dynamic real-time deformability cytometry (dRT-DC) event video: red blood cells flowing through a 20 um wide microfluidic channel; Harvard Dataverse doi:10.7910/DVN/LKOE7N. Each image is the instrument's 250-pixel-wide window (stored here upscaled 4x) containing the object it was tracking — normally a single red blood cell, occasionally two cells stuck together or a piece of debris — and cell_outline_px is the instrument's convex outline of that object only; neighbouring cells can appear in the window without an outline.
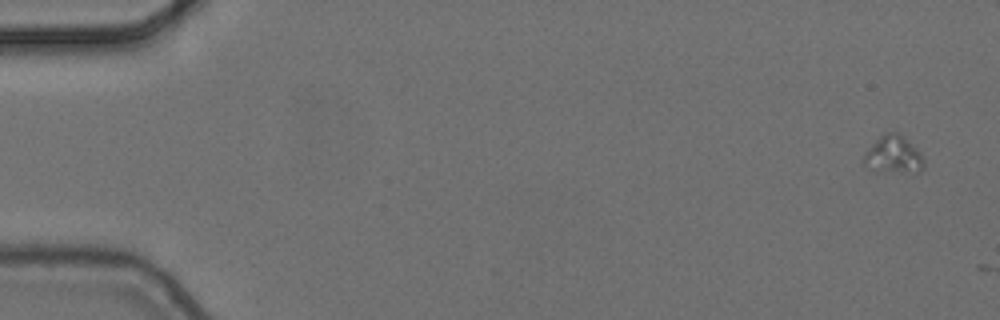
{"species": "common noctule bat (a hibernating species)", "species_latin": "Nyctalus noctula", "temperature_condition": "cold", "stored_images_in_passage": 2, "camera_frame_rate_fps": 3000, "um_per_image_px": 0.085, "animal": {"sex": "female", "body_mass_g": 24.6, "forearm_length_mm": 56.2}, "frame": {"image": 1, "passage_image": 1, "time_ms": 0.0, "image_size_px": [1000, 320], "cell_outline_px": [[924, 168], [920, 172], [872, 172], [860, 160], [864, 152], [880, 136], [888, 132], [900, 132], [920, 152], [924, 160]], "centroid_in_image_um": [75.9, 13.18], "position_along_channel_um": 9.1, "area_um2": 13.58}}